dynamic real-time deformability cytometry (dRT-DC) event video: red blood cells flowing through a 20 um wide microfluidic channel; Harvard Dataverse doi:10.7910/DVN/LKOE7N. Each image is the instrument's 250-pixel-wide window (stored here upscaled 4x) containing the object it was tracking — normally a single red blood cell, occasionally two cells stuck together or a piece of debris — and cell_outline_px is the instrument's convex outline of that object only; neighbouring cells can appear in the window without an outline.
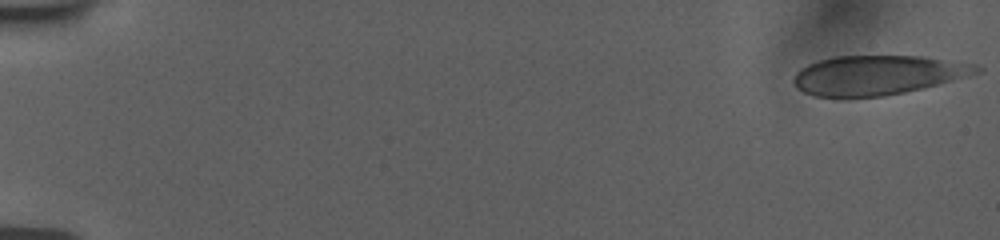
{"species": "human", "species_latin": "Homo sapiens", "temperature_condition": "room temperature", "stored_images_in_passage": 53, "camera_frame_rate_fps": 3000, "um_per_image_px": 0.085, "donor": {"sex": "female"}, "frame": {"image": 1, "passage_image": 1, "time_ms": 0.0, "image_size_px": [1000, 240], "cell_outline_px": [[984, 68], [980, 72], [968, 76], [924, 88], [884, 96], [812, 96], [796, 88], [792, 80], [796, 72], [800, 68], [808, 64], [832, 56], [924, 56], [976, 64]], "centroid_in_image_um": [74.61, 6.37], "position_along_channel_um": 10.4, "area_um2": 42.08}}
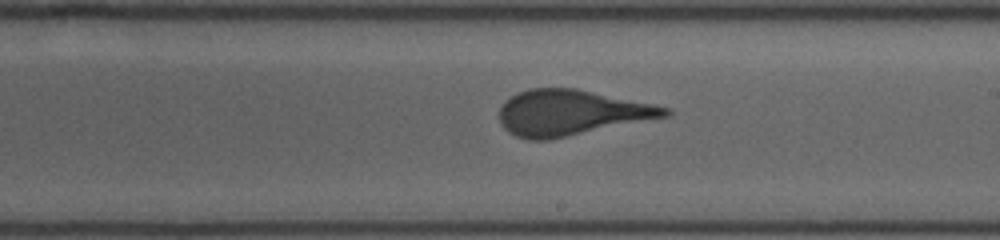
{"frame": {"image": 2, "passage_image": 33, "time_ms": 10.667, "image_size_px": [1000, 240], "cell_outline_px": [[672, 116], [548, 140], [528, 140], [516, 136], [508, 132], [500, 124], [500, 108], [504, 100], [520, 92], [532, 88], [576, 88], [672, 108]], "centroid_in_image_um": [48.58, 9.59], "position_along_channel_um": 240.4, "area_um2": 44.16}}
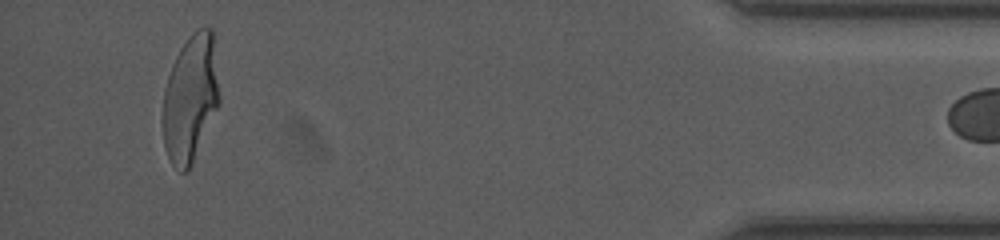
{"frame": {"image": 3, "passage_image": 52, "time_ms": 17.0, "image_size_px": [1000, 240], "cell_outline_px": [[220, 104], [192, 164], [188, 172], [180, 172], [172, 164], [168, 156], [164, 144], [164, 88], [172, 64], [180, 48], [188, 36], [196, 28], [212, 28], [216, 32], [220, 96]], "centroid_in_image_um": [16.25, 8.27], "position_along_channel_um": 418.9, "area_um2": 42.71}}